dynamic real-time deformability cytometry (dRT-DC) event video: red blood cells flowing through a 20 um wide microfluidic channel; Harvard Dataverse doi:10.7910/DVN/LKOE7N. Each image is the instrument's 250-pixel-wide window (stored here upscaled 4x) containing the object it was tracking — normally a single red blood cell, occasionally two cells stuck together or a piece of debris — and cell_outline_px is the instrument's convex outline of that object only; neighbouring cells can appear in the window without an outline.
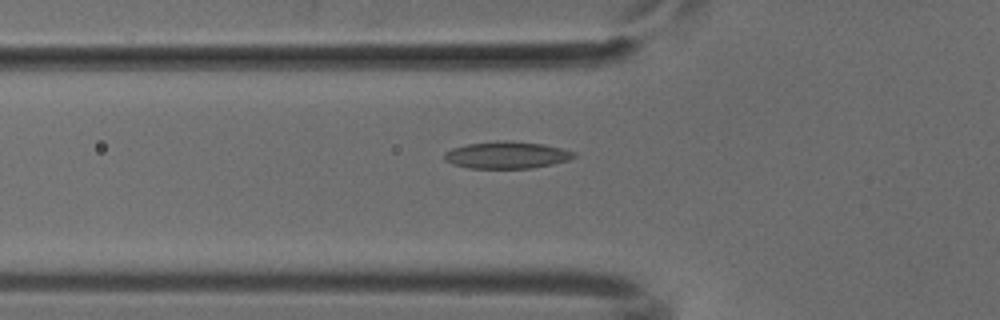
{"species": "common noctule bat (a hibernating species)", "species_latin": "Nyctalus noctula", "temperature_condition": "cold", "stored_images_in_passage": 52, "camera_frame_rate_fps": 3000, "um_per_image_px": 0.085, "animal": {"sex": "male", "body_mass_g": 18.8}, "frame": {"image": 1, "passage_image": 18, "time_ms": 5.667, "image_size_px": [1000, 320], "cell_outline_px": [[576, 156], [568, 160], [552, 164], [532, 168], [468, 168], [452, 164], [444, 160], [444, 152], [452, 148], [468, 144], [496, 140], [508, 140], [544, 144], [576, 152]], "centroid_in_image_um": [43.05, 13.17], "position_along_channel_um": 82.7, "area_um2": 20.52}}
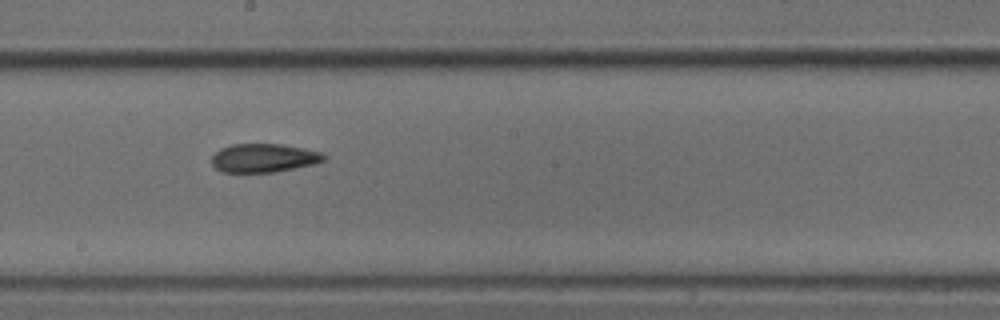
{"frame": {"image": 2, "passage_image": 29, "time_ms": 9.333, "image_size_px": [1000, 320], "cell_outline_px": [[328, 156], [324, 160], [316, 164], [272, 172], [220, 172], [212, 164], [212, 156], [220, 148], [232, 144], [280, 144], [304, 148], [320, 152]], "centroid_in_image_um": [22.42, 13.42], "position_along_channel_um": 225.8, "area_um2": 18.73}}
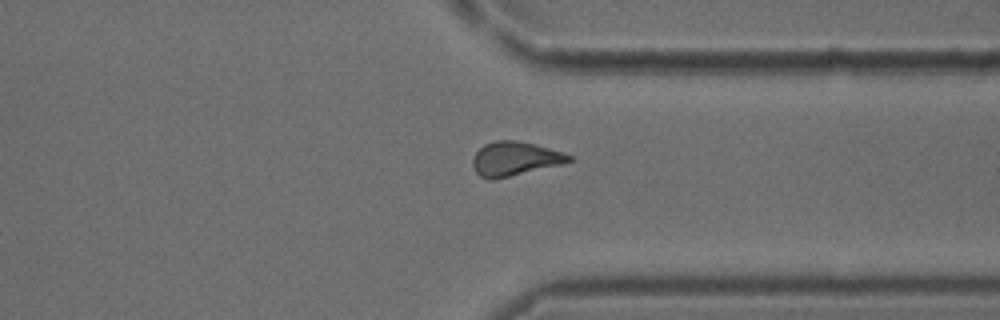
{"frame": {"image": 3, "passage_image": 40, "time_ms": 13.0, "image_size_px": [1000, 320], "cell_outline_px": [[572, 160], [564, 164], [492, 180], [488, 180], [480, 176], [476, 172], [472, 164], [472, 160], [476, 152], [484, 144], [496, 140], [516, 140], [536, 144], [564, 152], [572, 156]], "centroid_in_image_um": [43.78, 13.49], "position_along_channel_um": 367.6, "area_um2": 19.25}}